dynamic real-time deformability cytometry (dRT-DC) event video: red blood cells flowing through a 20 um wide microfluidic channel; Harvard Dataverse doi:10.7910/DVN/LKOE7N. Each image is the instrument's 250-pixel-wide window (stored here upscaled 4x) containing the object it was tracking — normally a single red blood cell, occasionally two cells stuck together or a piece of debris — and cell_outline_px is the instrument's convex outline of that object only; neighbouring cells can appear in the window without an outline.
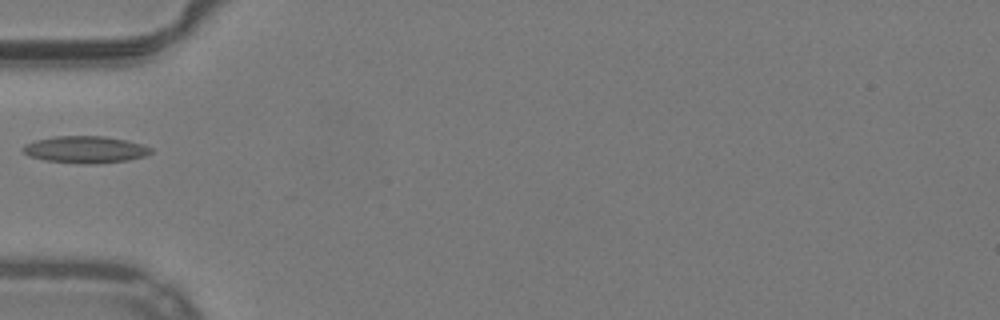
{"species": "common noctule bat (a hibernating species)", "species_latin": "Nyctalus noctula", "temperature_condition": "warm", "stored_images_in_passage": 6, "camera_frame_rate_fps": 3000, "um_per_image_px": 0.085, "animal": {"sex": "male", "body_mass_g": 19.2, "forearm_length_mm": 51.8}, "frame": {"image": 1, "passage_image": 1, "time_ms": 0.0, "image_size_px": [1000, 320], "cell_outline_px": [[152, 152], [144, 156], [128, 160], [96, 164], [80, 164], [44, 160], [28, 156], [20, 148], [24, 144], [36, 140], [56, 136], [104, 136], [144, 144], [152, 148]], "centroid_in_image_um": [7.23, 12.72], "position_along_channel_um": 77.8, "area_um2": 20.23}}